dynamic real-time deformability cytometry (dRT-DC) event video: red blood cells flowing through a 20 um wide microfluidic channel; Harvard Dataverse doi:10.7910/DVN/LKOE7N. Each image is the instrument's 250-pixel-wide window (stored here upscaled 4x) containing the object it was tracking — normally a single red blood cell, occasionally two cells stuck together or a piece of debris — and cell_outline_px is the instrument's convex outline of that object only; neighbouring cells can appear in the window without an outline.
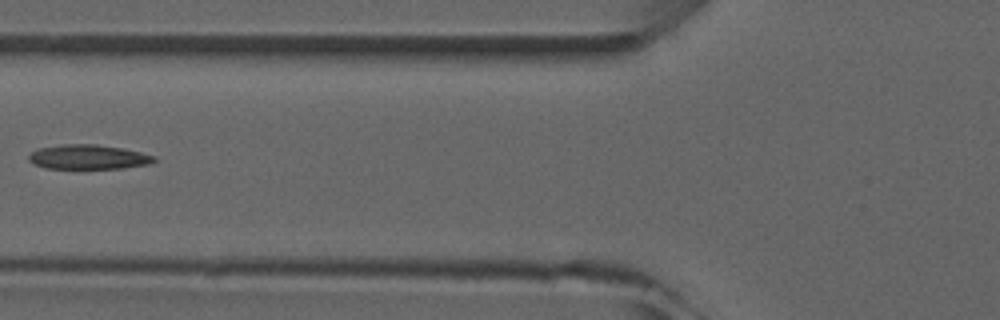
{"species": "common noctule bat (a hibernating species)", "species_latin": "Nyctalus noctula", "temperature_condition": "room temperature", "stored_images_in_passage": 5, "camera_frame_rate_fps": 3000, "um_per_image_px": 0.085, "animal": {"sex": "male", "forearm_length_mm": 52.5}, "frame": {"image": 1, "passage_image": 3, "time_ms": 2.333, "image_size_px": [1000, 320], "cell_outline_px": [[156, 160], [148, 164], [120, 168], [44, 168], [32, 164], [28, 160], [28, 156], [36, 148], [64, 144], [96, 144], [124, 148], [156, 156]], "centroid_in_image_um": [7.46, 13.33], "position_along_channel_um": 118.3, "area_um2": 17.98}}
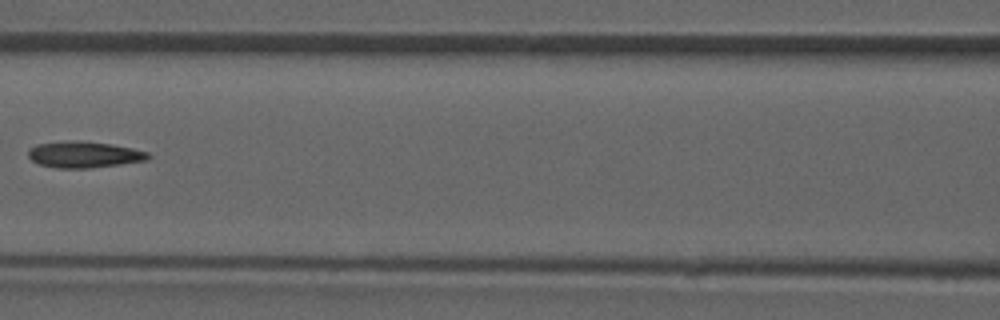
{"frame": {"image": 2, "passage_image": 4, "time_ms": 3.333, "image_size_px": [1000, 320], "cell_outline_px": [[152, 156], [148, 160], [92, 168], [56, 168], [40, 164], [32, 160], [28, 156], [28, 152], [36, 144], [112, 144], [132, 148], [148, 152]], "centroid_in_image_um": [7.24, 13.2], "position_along_channel_um": 159.4, "area_um2": 17.22}}